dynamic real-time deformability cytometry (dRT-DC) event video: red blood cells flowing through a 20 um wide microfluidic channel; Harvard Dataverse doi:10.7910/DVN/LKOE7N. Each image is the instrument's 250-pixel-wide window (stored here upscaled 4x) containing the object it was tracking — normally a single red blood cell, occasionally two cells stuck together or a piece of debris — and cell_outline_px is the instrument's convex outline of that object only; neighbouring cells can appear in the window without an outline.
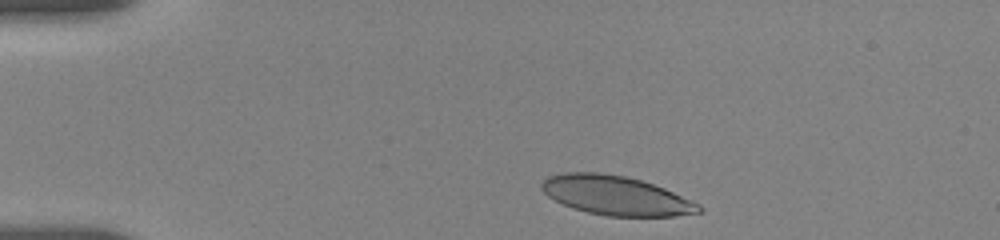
{"species": "human", "species_latin": "Homo sapiens", "temperature_condition": "room temperature", "stored_images_in_passage": 4, "camera_frame_rate_fps": 3000, "um_per_image_px": 0.085, "donor": {"sex": "female"}, "frame": {"image": 1, "passage_image": 1, "time_ms": 0.0, "image_size_px": [1000, 240], "cell_outline_px": [[704, 212], [676, 216], [608, 216], [588, 212], [572, 208], [548, 196], [540, 188], [540, 184], [548, 176], [564, 172], [600, 172], [624, 176], [640, 180], [664, 188], [700, 204], [704, 208]], "centroid_in_image_um": [52.37, 16.62], "position_along_channel_um": 32.6, "area_um2": 35.89}}
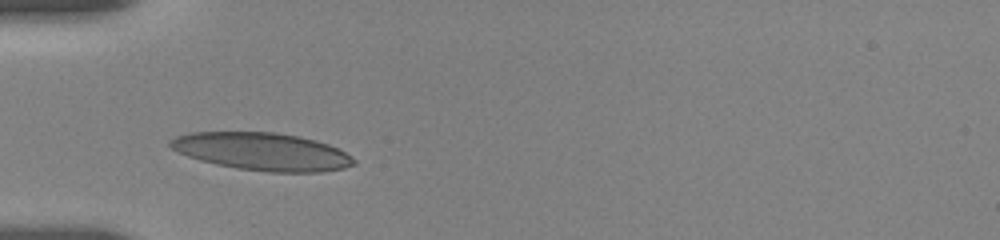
{"frame": {"image": 2, "passage_image": 3, "time_ms": 2.333, "image_size_px": [1000, 240], "cell_outline_px": [[356, 164], [344, 168], [320, 172], [268, 172], [236, 168], [216, 164], [200, 160], [176, 152], [168, 144], [168, 140], [176, 136], [192, 132], [276, 132], [300, 136], [316, 140], [328, 144], [352, 156], [356, 160]], "centroid_in_image_um": [22.27, 12.88], "position_along_channel_um": 62.7, "area_um2": 40.46}}
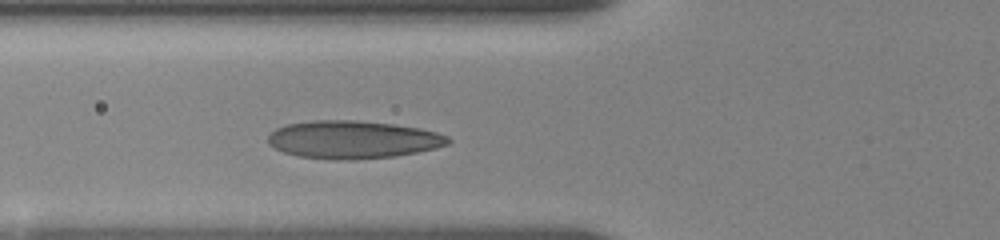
{"frame": {"image": 3, "passage_image": 4, "time_ms": 3.333, "image_size_px": [1000, 240], "cell_outline_px": [[452, 140], [448, 144], [436, 148], [396, 156], [348, 160], [300, 156], [284, 152], [268, 144], [268, 136], [276, 128], [288, 124], [312, 120], [356, 120], [392, 124], [420, 128], [436, 132], [448, 136]], "centroid_in_image_um": [30.02, 11.86], "position_along_channel_um": 95.8, "area_um2": 39.48}}